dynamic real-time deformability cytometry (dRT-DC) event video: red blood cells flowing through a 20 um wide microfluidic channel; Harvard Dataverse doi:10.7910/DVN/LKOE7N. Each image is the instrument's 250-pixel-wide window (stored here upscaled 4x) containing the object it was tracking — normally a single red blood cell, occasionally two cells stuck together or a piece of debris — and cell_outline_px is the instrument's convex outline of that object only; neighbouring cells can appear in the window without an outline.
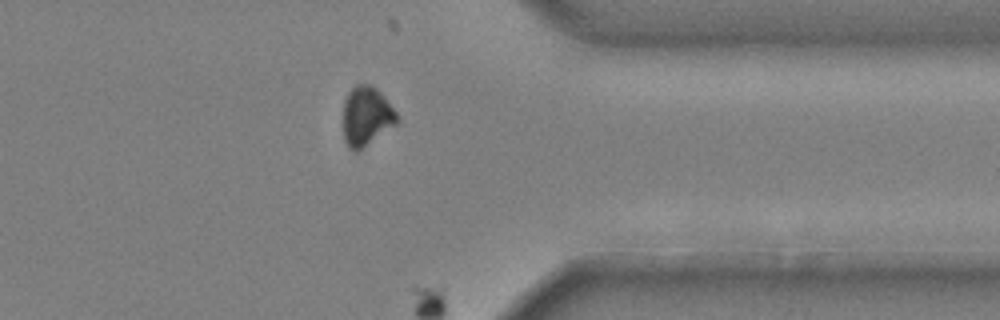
{"species": "common noctule bat (a hibernating species)", "species_latin": "Nyctalus noctula", "temperature_condition": "cold", "stored_images_in_passage": 51, "camera_frame_rate_fps": 3000, "um_per_image_px": 0.085, "animal": {"sex": "male", "body_mass_g": 20.4}, "frame": {"image": 1, "passage_image": 46, "time_ms": 15.0, "image_size_px": [1000, 320], "cell_outline_px": [[400, 120], [396, 124], [356, 152], [352, 152], [348, 148], [344, 140], [344, 100], [348, 92], [356, 84], [372, 84], [384, 96], [396, 112]], "centroid_in_image_um": [31.14, 9.87], "position_along_channel_um": 380.3, "area_um2": 18.55}}